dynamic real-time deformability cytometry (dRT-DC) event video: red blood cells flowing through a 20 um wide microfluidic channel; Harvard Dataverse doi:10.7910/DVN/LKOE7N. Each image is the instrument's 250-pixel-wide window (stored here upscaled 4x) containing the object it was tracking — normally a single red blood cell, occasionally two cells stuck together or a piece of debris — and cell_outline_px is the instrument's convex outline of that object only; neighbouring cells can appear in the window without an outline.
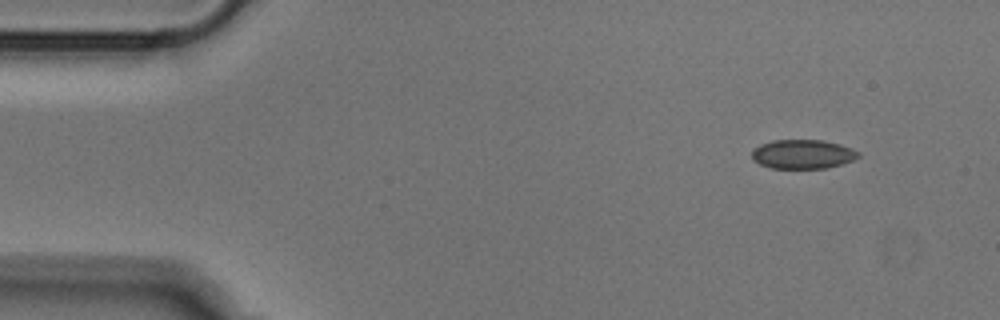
{"species": "Egyptian fruit bat (a non-hibernating species)", "species_latin": "Rousettus aegyptiacus", "temperature_condition": "cold", "stored_images_in_passage": 47, "camera_frame_rate_fps": 3000, "um_per_image_px": 0.085, "animal": {"sex": "male"}, "frame": {"image": 1, "passage_image": 1, "time_ms": 0.0, "image_size_px": [1000, 320], "cell_outline_px": [[860, 156], [852, 160], [840, 164], [824, 168], [768, 168], [752, 160], [752, 148], [760, 144], [772, 140], [824, 140], [840, 144], [852, 148], [860, 152]], "centroid_in_image_um": [68.2, 13.09], "position_along_channel_um": 16.8, "area_um2": 18.21}}
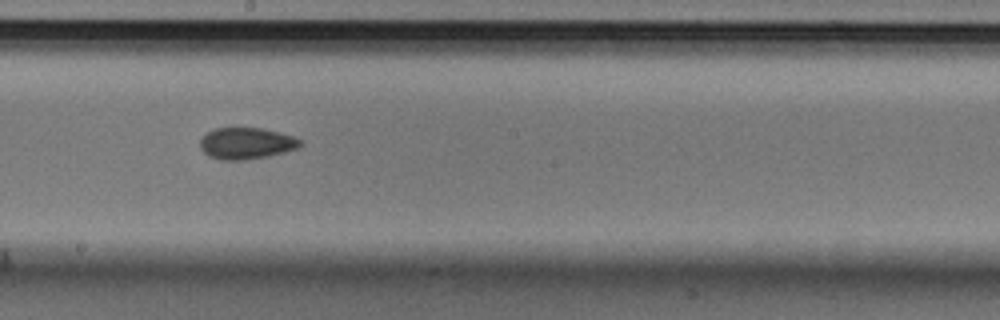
{"frame": {"image": 2, "passage_image": 24, "time_ms": 7.667, "image_size_px": [1000, 320], "cell_outline_px": [[304, 144], [296, 148], [284, 152], [268, 156], [244, 160], [220, 160], [208, 156], [200, 148], [200, 140], [208, 132], [216, 128], [260, 128], [280, 132], [304, 140]], "centroid_in_image_um": [20.96, 12.19], "position_along_channel_um": 227.2, "area_um2": 18.44}}
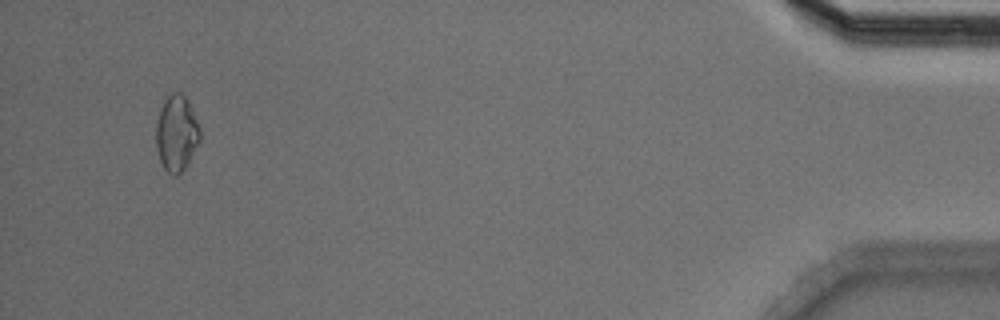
{"frame": {"image": 3, "passage_image": 45, "time_ms": 14.667, "image_size_px": [1000, 320], "cell_outline_px": [[200, 140], [184, 168], [176, 176], [172, 176], [164, 168], [160, 160], [156, 148], [156, 120], [160, 108], [164, 100], [172, 92], [180, 92], [188, 100], [200, 128]], "centroid_in_image_um": [14.98, 11.31], "position_along_channel_um": 420.2, "area_um2": 19.36}}